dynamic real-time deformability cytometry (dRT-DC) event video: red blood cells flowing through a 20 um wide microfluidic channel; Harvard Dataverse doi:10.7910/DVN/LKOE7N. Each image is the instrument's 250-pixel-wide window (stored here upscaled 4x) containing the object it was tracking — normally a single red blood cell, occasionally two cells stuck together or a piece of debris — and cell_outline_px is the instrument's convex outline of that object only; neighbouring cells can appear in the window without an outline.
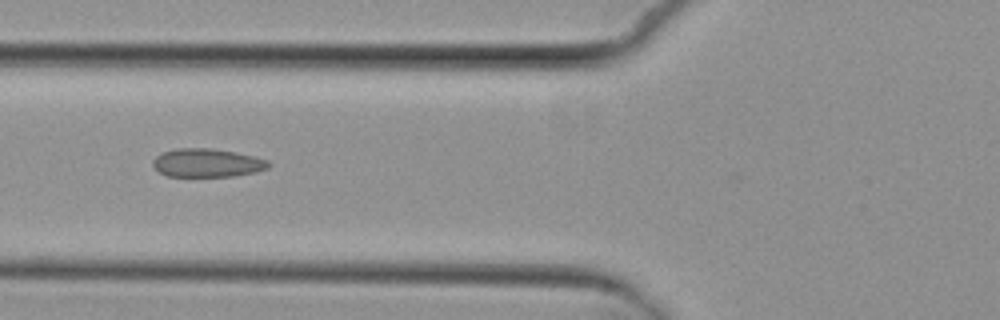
{"species": "common noctule bat (a hibernating species)", "species_latin": "Nyctalus noctula", "temperature_condition": "cold", "stored_images_in_passage": 8, "camera_frame_rate_fps": 3000, "um_per_image_px": 0.085, "animal": {"sex": "female", "body_mass_g": 29.2, "forearm_length_mm": 56.3}, "frame": {"image": 1, "passage_image": 7, "time_ms": 7.0, "image_size_px": [1000, 320], "cell_outline_px": [[272, 164], [268, 168], [256, 172], [236, 176], [168, 176], [160, 172], [152, 164], [152, 160], [160, 152], [176, 148], [212, 148], [236, 152], [268, 160]], "centroid_in_image_um": [17.61, 13.83], "position_along_channel_um": 108.2, "area_um2": 19.31}}
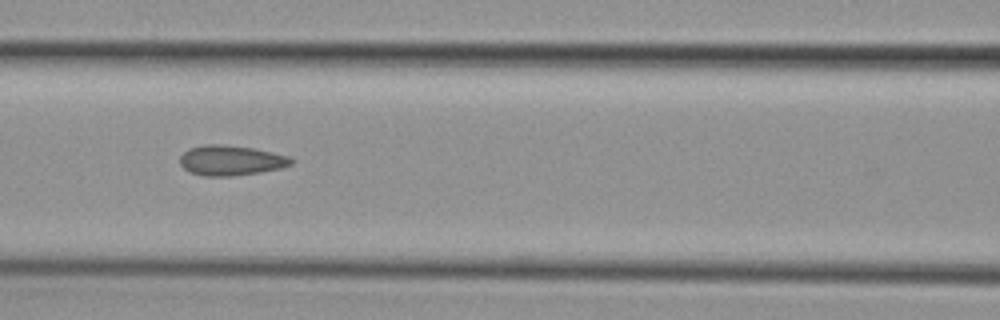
{"frame": {"image": 2, "passage_image": 8, "time_ms": 8.0, "image_size_px": [1000, 320], "cell_outline_px": [[296, 160], [292, 164], [280, 168], [260, 172], [232, 176], [204, 176], [188, 172], [180, 164], [180, 156], [188, 148], [204, 144], [220, 144], [252, 148], [272, 152], [288, 156]], "centroid_in_image_um": [19.61, 13.63], "position_along_channel_um": 147.0, "area_um2": 19.59}}